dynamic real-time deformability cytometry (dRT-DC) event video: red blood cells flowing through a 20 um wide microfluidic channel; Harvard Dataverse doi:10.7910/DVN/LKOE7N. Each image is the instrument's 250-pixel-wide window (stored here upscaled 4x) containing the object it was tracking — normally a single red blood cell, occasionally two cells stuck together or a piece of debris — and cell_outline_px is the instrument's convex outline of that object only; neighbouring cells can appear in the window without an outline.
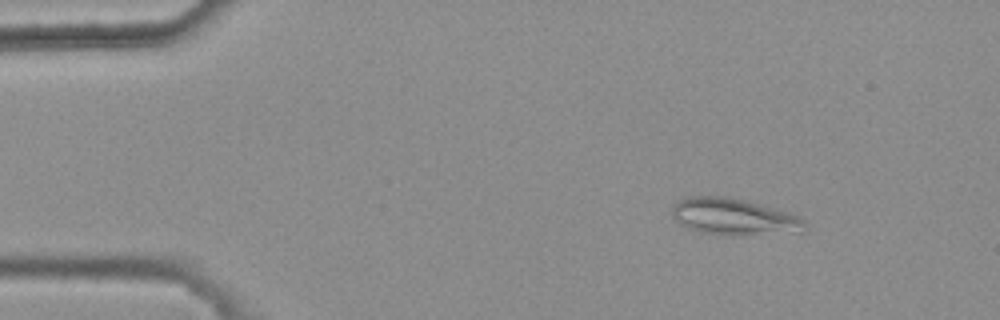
{"species": "common noctule bat (a hibernating species)", "species_latin": "Nyctalus noctula", "temperature_condition": "warm", "stored_images_in_passage": 8, "camera_frame_rate_fps": 3000, "um_per_image_px": 0.085, "animal": {"sex": "female", "body_mass_g": 25.1}, "frame": {"image": 1, "passage_image": 2, "time_ms": 0.333, "image_size_px": [1000, 320], "cell_outline_px": [[804, 224], [756, 232], [700, 232], [688, 228], [680, 224], [672, 216], [672, 208], [676, 200], [688, 196], [724, 196], [744, 200], [792, 212], [804, 220]], "centroid_in_image_um": [62.07, 18.29], "position_along_channel_um": 22.9, "area_um2": 25.84}}
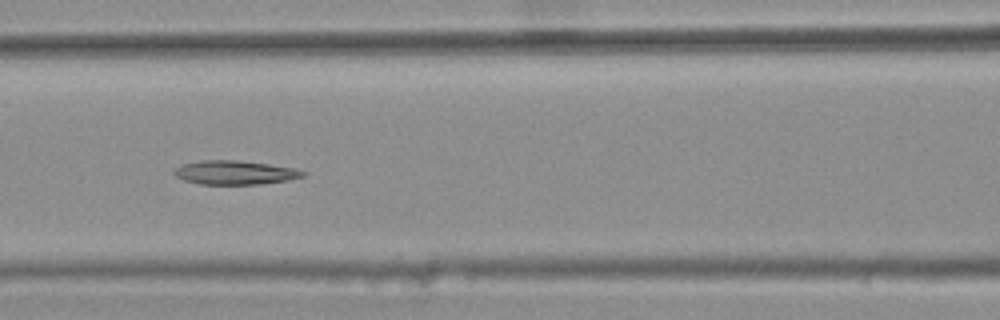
{"frame": {"image": 2, "passage_image": 6, "time_ms": 1.667, "image_size_px": [1000, 320], "cell_outline_px": [[308, 172], [304, 176], [288, 180], [260, 184], [200, 184], [184, 180], [176, 176], [172, 172], [180, 164], [200, 160], [236, 160], [268, 164], [296, 168]], "centroid_in_image_um": [19.97, 14.66], "position_along_channel_um": 146.6, "area_um2": 18.03}}
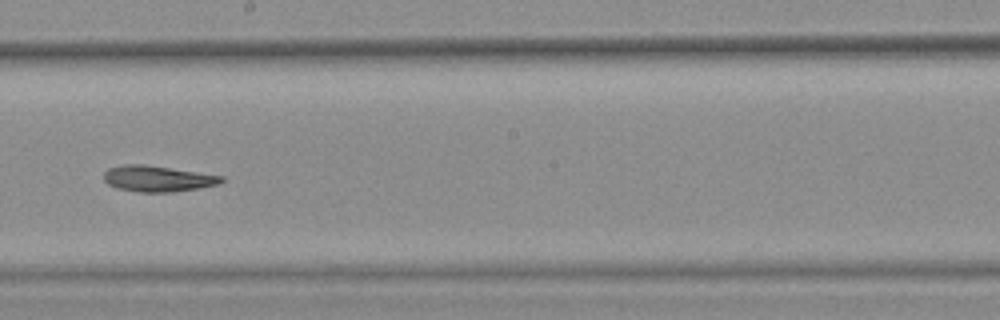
{"frame": {"image": 3, "passage_image": 8, "time_ms": 2.333, "image_size_px": [1000, 320], "cell_outline_px": [[224, 180], [216, 184], [200, 188], [172, 192], [140, 192], [116, 188], [108, 184], [104, 180], [104, 172], [108, 168], [120, 164], [144, 164], [224, 176]], "centroid_in_image_um": [13.36, 15.18], "position_along_channel_um": 234.8, "area_um2": 17.8}}